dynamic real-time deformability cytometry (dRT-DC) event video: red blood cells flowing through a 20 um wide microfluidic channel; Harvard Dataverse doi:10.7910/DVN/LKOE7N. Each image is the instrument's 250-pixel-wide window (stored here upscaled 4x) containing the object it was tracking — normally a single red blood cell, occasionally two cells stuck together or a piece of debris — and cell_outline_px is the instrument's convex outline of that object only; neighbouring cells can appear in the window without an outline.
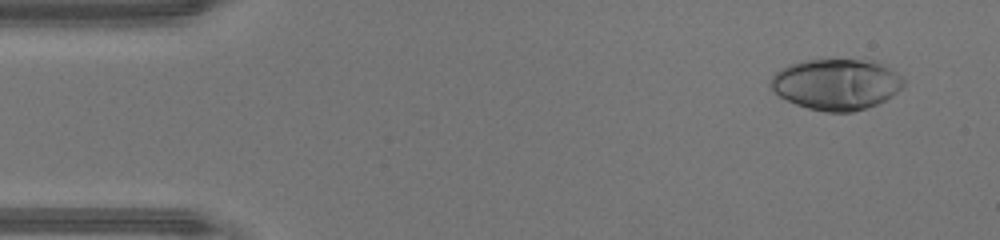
{"species": "human", "species_latin": "Homo sapiens", "temperature_condition": "warm", "stored_images_in_passage": 47, "camera_frame_rate_fps": 3000, "um_per_image_px": 0.085, "donor": {"sex": "male"}, "frame": {"image": 1, "passage_image": 3, "time_ms": 0.667, "image_size_px": [1000, 240], "cell_outline_px": [[904, 84], [892, 96], [876, 104], [852, 112], [828, 112], [808, 108], [796, 104], [780, 96], [768, 84], [768, 80], [776, 72], [792, 64], [804, 60], [868, 60], [880, 64], [888, 68], [900, 76], [904, 80]], "centroid_in_image_um": [71.06, 7.17], "position_along_channel_um": 13.9, "area_um2": 38.9}}
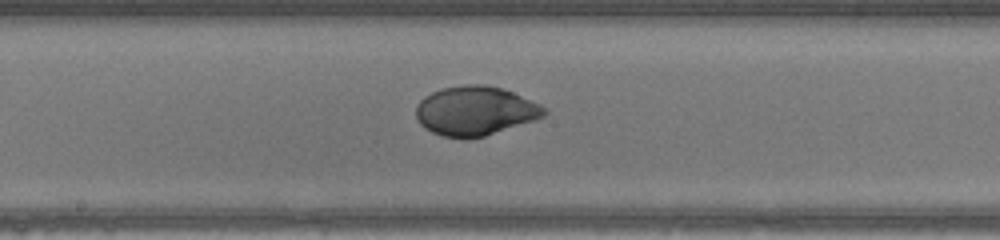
{"frame": {"image": 2, "passage_image": 24, "time_ms": 7.667, "image_size_px": [1000, 240], "cell_outline_px": [[548, 112], [544, 116], [484, 136], [440, 136], [424, 128], [416, 120], [416, 104], [424, 96], [440, 88], [464, 84], [484, 84], [500, 88], [512, 92], [540, 104], [548, 108]], "centroid_in_image_um": [40.36, 9.39], "position_along_channel_um": 207.8, "area_um2": 36.41}}
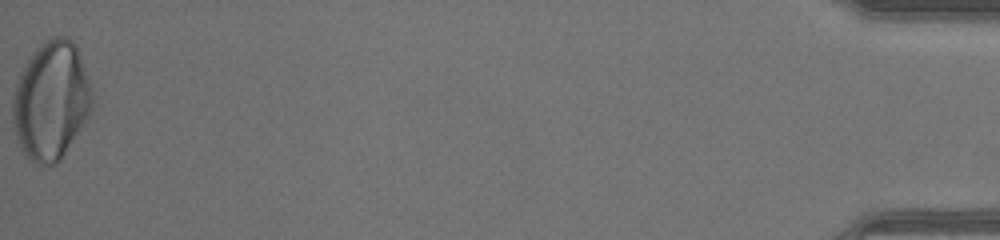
{"frame": {"image": 3, "passage_image": 47, "time_ms": 15.333, "image_size_px": [1000, 240], "cell_outline_px": [[92, 108], [88, 120], [60, 160], [56, 164], [36, 164], [28, 160], [20, 148], [16, 136], [12, 116], [12, 100], [16, 84], [20, 72], [36, 48], [44, 40], [52, 36], [68, 36], [76, 44], [92, 84]], "centroid_in_image_um": [4.37, 8.55], "position_along_channel_um": 430.8, "area_um2": 55.55}, "authors_computed_cell_mechanics": {"area_um2": 37.5122, "velocity_mm_per_s": 4.3526, "shape_relaxation_time_tau1_ms": 4.1315, "shape_relaxation_time_tau2_ms": null, "deformation_change_tau1": 0.2279, "deformation_change_tau2": null}}